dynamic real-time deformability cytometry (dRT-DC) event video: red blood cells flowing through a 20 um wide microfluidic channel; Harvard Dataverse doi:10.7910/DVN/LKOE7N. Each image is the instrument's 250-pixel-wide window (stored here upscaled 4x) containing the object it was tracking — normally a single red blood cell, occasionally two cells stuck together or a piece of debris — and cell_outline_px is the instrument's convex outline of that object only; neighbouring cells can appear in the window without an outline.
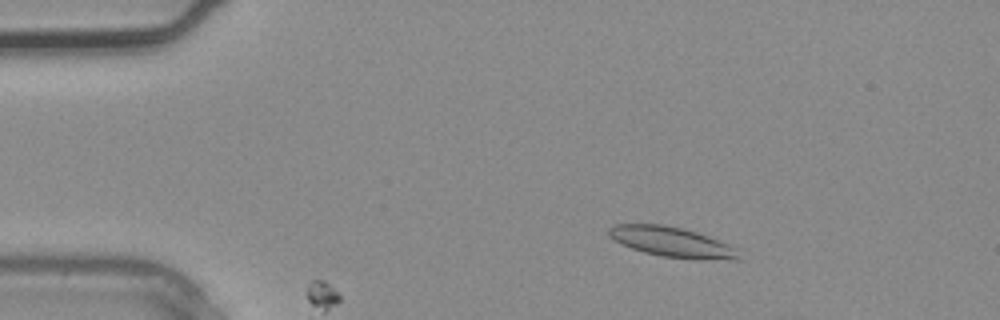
{"species": "common noctule bat (a hibernating species)", "species_latin": "Nyctalus noctula", "temperature_condition": "warm", "stored_images_in_passage": 4, "camera_frame_rate_fps": 3000, "um_per_image_px": 0.085, "animal": {"sex": "male", "body_mass_g": 20.4}, "frame": {"image": 1, "passage_image": 2, "time_ms": 0.333, "image_size_px": [1000, 320], "cell_outline_px": [[744, 260], [692, 260], [660, 256], [644, 252], [620, 244], [608, 236], [608, 228], [612, 224], [664, 224], [684, 228], [720, 240], [740, 248]], "centroid_in_image_um": [57.22, 20.6], "position_along_channel_um": 27.8, "area_um2": 23.7}}